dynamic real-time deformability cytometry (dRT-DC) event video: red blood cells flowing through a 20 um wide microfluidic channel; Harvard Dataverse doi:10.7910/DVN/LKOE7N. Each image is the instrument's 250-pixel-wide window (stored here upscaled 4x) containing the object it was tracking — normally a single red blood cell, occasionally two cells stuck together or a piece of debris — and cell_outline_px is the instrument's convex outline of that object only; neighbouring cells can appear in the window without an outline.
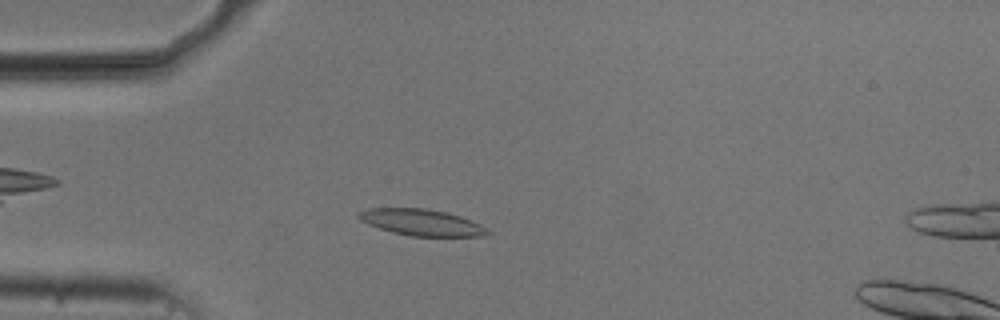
{"species": "common noctule bat (a hibernating species)", "species_latin": "Nyctalus noctula", "temperature_condition": "cold", "stored_images_in_passage": 48, "camera_frame_rate_fps": 3000, "um_per_image_px": 0.085, "animal": {"sex": "male", "body_mass_g": 20.5, "forearm_length_mm": 52.5}, "frame": {"image": 1, "passage_image": 9, "time_ms": 2.667, "image_size_px": [1000, 320], "cell_outline_px": [[492, 232], [480, 236], [412, 236], [392, 232], [368, 224], [360, 220], [356, 216], [360, 212], [368, 208], [424, 208], [444, 212], [460, 216], [480, 224], [488, 228]], "centroid_in_image_um": [35.83, 18.9], "position_along_channel_um": 49.2, "area_um2": 19.65}}
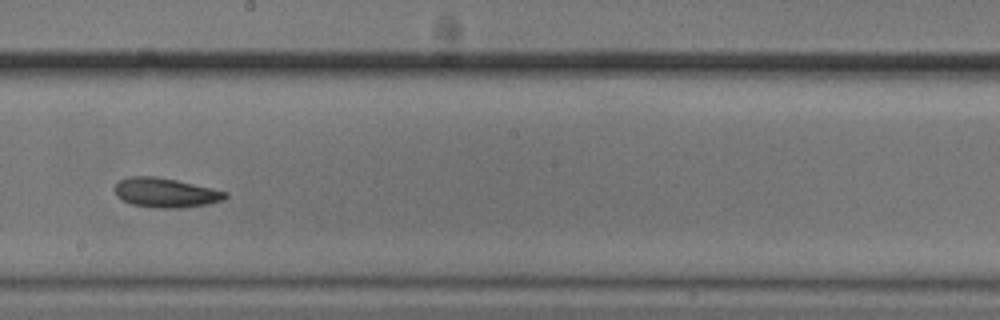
{"frame": {"image": 2, "passage_image": 25, "time_ms": 8.0, "image_size_px": [1000, 320], "cell_outline_px": [[228, 196], [224, 200], [208, 204], [180, 208], [160, 208], [132, 204], [116, 196], [116, 184], [120, 180], [128, 176], [156, 176], [176, 180], [228, 192]], "centroid_in_image_um": [14.1, 16.38], "position_along_channel_um": 234.1, "area_um2": 18.84}}
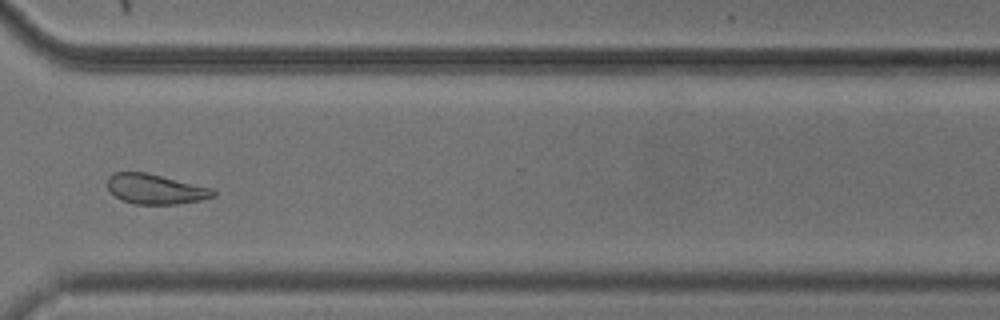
{"frame": {"image": 3, "passage_image": 35, "time_ms": 11.333, "image_size_px": [1000, 320], "cell_outline_px": [[216, 196], [200, 200], [176, 204], [132, 204], [116, 196], [108, 188], [108, 176], [112, 172], [144, 172], [212, 188], [216, 192]], "centroid_in_image_um": [13.21, 16.07], "position_along_channel_um": 357.4, "area_um2": 18.26}, "authors_computed_cell_mechanics": {"area_um2": 19.2185, "velocity_mm_per_s": 3.7038, "shape_relaxation_time_tau1_ms": 4.3307, "shape_relaxation_time_tau2_ms": 5.0063, "deformation_change_tau1": 0.1129, "deformation_change_tau2": 0.1248}}